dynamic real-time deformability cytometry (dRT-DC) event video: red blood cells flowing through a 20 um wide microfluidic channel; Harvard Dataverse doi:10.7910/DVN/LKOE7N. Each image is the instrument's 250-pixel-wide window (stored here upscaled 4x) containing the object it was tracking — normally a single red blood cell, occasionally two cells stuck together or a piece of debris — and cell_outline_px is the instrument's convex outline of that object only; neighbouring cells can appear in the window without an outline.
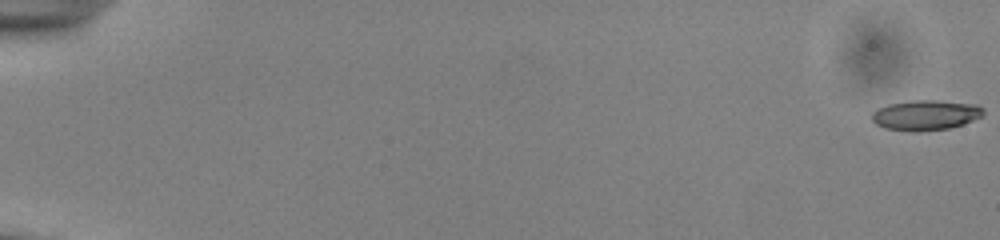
{"species": "common noctule bat (a hibernating species)", "species_latin": "Nyctalus noctula", "temperature_condition": "cold", "stored_images_in_passage": 55, "camera_frame_rate_fps": 3000, "um_per_image_px": 0.085, "animal": {"sex": "male", "body_mass_g": 13.0, "forearm_length_mm": 53.1}, "frame": {"image": 1, "passage_image": 1, "time_ms": 0.0, "image_size_px": [1000, 240], "cell_outline_px": [[984, 112], [980, 116], [964, 124], [948, 128], [920, 132], [908, 132], [884, 128], [876, 124], [872, 120], [872, 112], [888, 104], [912, 100], [936, 100], [976, 104], [984, 108]], "centroid_in_image_um": [78.66, 9.79], "position_along_channel_um": 6.3, "area_um2": 19.71}}
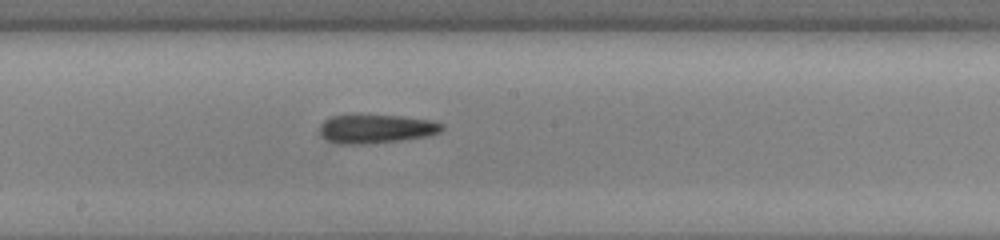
{"frame": {"image": 2, "passage_image": 32, "time_ms": 10.333, "image_size_px": [1000, 240], "cell_outline_px": [[444, 128], [440, 132], [428, 136], [400, 140], [364, 144], [336, 144], [328, 140], [320, 132], [320, 124], [324, 120], [332, 116], [400, 116], [432, 120], [444, 124]], "centroid_in_image_um": [32.0, 10.96], "position_along_channel_um": 216.2, "area_um2": 20.23}}
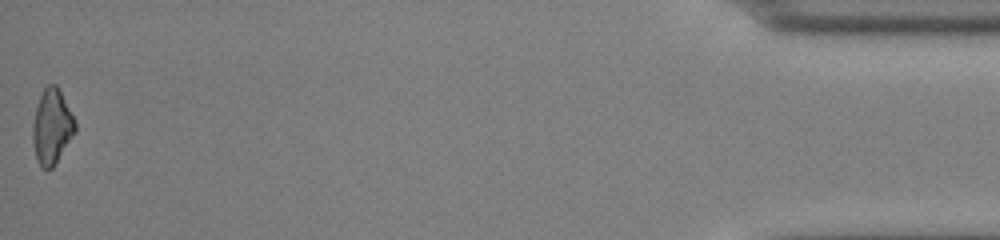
{"frame": {"image": 3, "passage_image": 55, "time_ms": 18.0, "image_size_px": [1000, 240], "cell_outline_px": [[76, 132], [52, 168], [40, 168], [36, 160], [32, 140], [32, 124], [36, 108], [40, 96], [44, 88], [48, 84], [56, 84], [76, 124]], "centroid_in_image_um": [4.38, 10.8], "position_along_channel_um": 430.8, "area_um2": 18.32}, "authors_computed_cell_mechanics": {"area_um2": 19.5942, "velocity_mm_per_s": 3.9146, "shape_relaxation_time_tau1_ms": null, "shape_relaxation_time_tau2_ms": 2.4388, "deformation_change_tau1": null, "deformation_change_tau2": 0.1221}}